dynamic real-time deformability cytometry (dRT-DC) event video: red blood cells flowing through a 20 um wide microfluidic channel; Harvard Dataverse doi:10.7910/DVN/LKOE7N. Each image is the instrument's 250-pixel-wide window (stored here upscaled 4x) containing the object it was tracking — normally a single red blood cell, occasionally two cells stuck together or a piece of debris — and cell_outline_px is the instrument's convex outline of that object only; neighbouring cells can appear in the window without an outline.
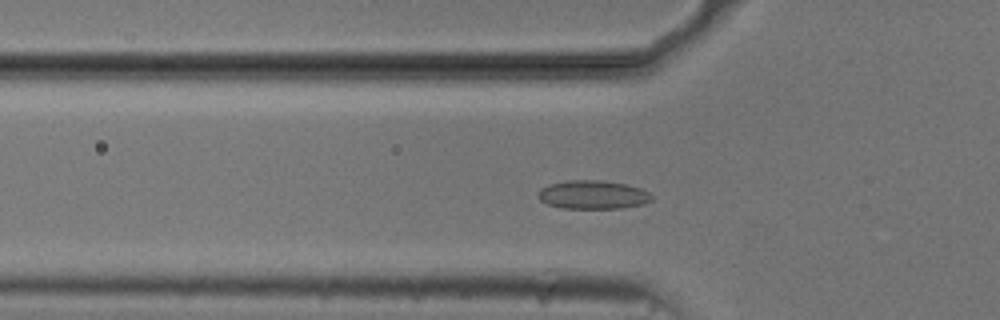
{"species": "common noctule bat (a hibernating species)", "species_latin": "Nyctalus noctula", "temperature_condition": "cold", "stored_images_in_passage": 53, "camera_frame_rate_fps": 3000, "um_per_image_px": 0.085, "animal": {"sex": "male", "body_mass_g": 20.5, "forearm_length_mm": 52.5}, "frame": {"image": 1, "passage_image": 17, "time_ms": 5.333, "image_size_px": [1000, 320], "cell_outline_px": [[652, 200], [644, 204], [620, 208], [560, 208], [548, 204], [540, 200], [536, 196], [540, 188], [548, 184], [564, 180], [600, 180], [628, 184], [640, 188], [648, 192], [652, 196]], "centroid_in_image_um": [50.36, 16.54], "position_along_channel_um": 75.4, "area_um2": 19.13}}
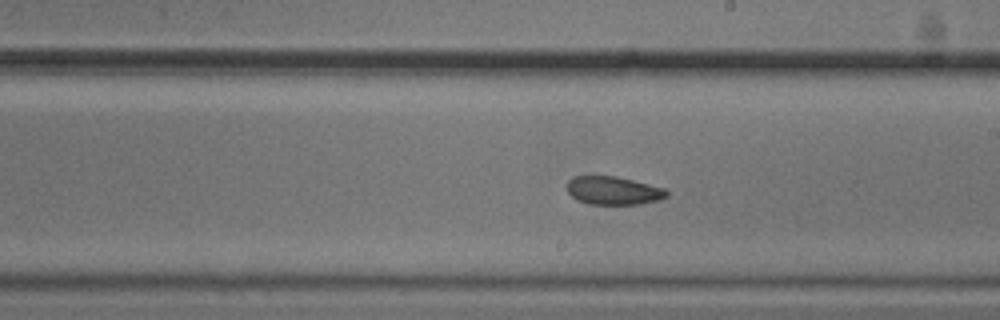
{"frame": {"image": 2, "passage_image": 30, "time_ms": 9.667, "image_size_px": [1000, 320], "cell_outline_px": [[668, 196], [656, 200], [640, 204], [588, 204], [576, 200], [568, 192], [568, 180], [572, 176], [616, 176], [664, 188], [668, 192]], "centroid_in_image_um": [52.1, 16.2], "position_along_channel_um": 236.9, "area_um2": 16.3}}
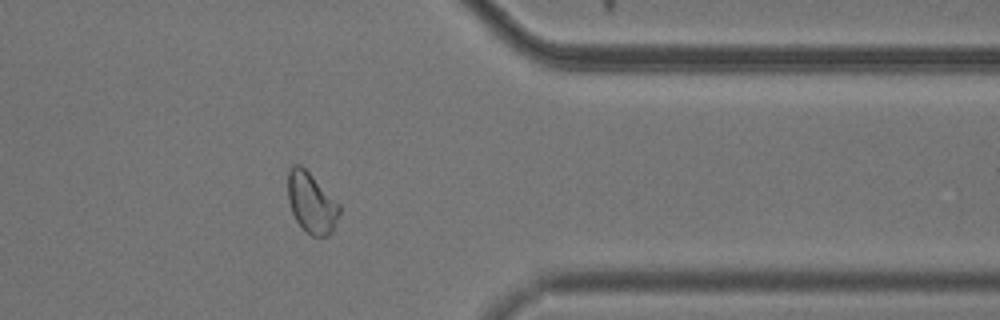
{"frame": {"image": 3, "passage_image": 43, "time_ms": 14.0, "image_size_px": [1000, 320], "cell_outline_px": [[340, 212], [332, 232], [328, 236], [312, 236], [296, 220], [292, 212], [288, 200], [288, 168], [292, 164], [300, 164], [340, 204]], "centroid_in_image_um": [26.47, 17.22], "position_along_channel_um": 384.9, "area_um2": 17.98}, "authors_computed_cell_mechanics": {"area_um2": 18.3226, "velocity_mm_per_s": 3.7027, "shape_relaxation_time_tau1_ms": null, "shape_relaxation_time_tau2_ms": 2.6206, "deformation_change_tau1": null, "deformation_change_tau2": 0.0646}}